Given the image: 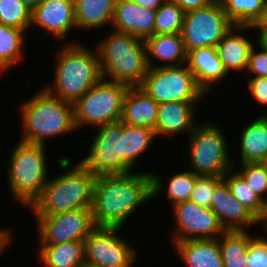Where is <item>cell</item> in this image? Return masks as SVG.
<instances>
[{"label":"cell","mask_w":267,"mask_h":267,"mask_svg":"<svg viewBox=\"0 0 267 267\" xmlns=\"http://www.w3.org/2000/svg\"><path fill=\"white\" fill-rule=\"evenodd\" d=\"M241 163H259L267 158V118L264 115L256 117L248 123L240 135Z\"/></svg>","instance_id":"24"},{"label":"cell","mask_w":267,"mask_h":267,"mask_svg":"<svg viewBox=\"0 0 267 267\" xmlns=\"http://www.w3.org/2000/svg\"><path fill=\"white\" fill-rule=\"evenodd\" d=\"M38 257L45 267H80L85 262L84 240L40 244Z\"/></svg>","instance_id":"25"},{"label":"cell","mask_w":267,"mask_h":267,"mask_svg":"<svg viewBox=\"0 0 267 267\" xmlns=\"http://www.w3.org/2000/svg\"><path fill=\"white\" fill-rule=\"evenodd\" d=\"M123 173L134 171L138 158L158 139L155 131L148 127L123 123Z\"/></svg>","instance_id":"27"},{"label":"cell","mask_w":267,"mask_h":267,"mask_svg":"<svg viewBox=\"0 0 267 267\" xmlns=\"http://www.w3.org/2000/svg\"><path fill=\"white\" fill-rule=\"evenodd\" d=\"M220 128L212 121L198 123L188 136L189 170L195 175L223 177L233 168L235 162L226 135Z\"/></svg>","instance_id":"7"},{"label":"cell","mask_w":267,"mask_h":267,"mask_svg":"<svg viewBox=\"0 0 267 267\" xmlns=\"http://www.w3.org/2000/svg\"><path fill=\"white\" fill-rule=\"evenodd\" d=\"M56 53L52 84L43 88L52 96L74 104L102 79L99 55L85 44L69 42Z\"/></svg>","instance_id":"3"},{"label":"cell","mask_w":267,"mask_h":267,"mask_svg":"<svg viewBox=\"0 0 267 267\" xmlns=\"http://www.w3.org/2000/svg\"><path fill=\"white\" fill-rule=\"evenodd\" d=\"M210 209L225 231L249 230L251 226H256L255 216L232 195L223 178L216 184Z\"/></svg>","instance_id":"16"},{"label":"cell","mask_w":267,"mask_h":267,"mask_svg":"<svg viewBox=\"0 0 267 267\" xmlns=\"http://www.w3.org/2000/svg\"><path fill=\"white\" fill-rule=\"evenodd\" d=\"M42 0H21V2L27 6L31 11L41 2Z\"/></svg>","instance_id":"45"},{"label":"cell","mask_w":267,"mask_h":267,"mask_svg":"<svg viewBox=\"0 0 267 267\" xmlns=\"http://www.w3.org/2000/svg\"><path fill=\"white\" fill-rule=\"evenodd\" d=\"M26 32L0 24V71H10L24 58Z\"/></svg>","instance_id":"30"},{"label":"cell","mask_w":267,"mask_h":267,"mask_svg":"<svg viewBox=\"0 0 267 267\" xmlns=\"http://www.w3.org/2000/svg\"><path fill=\"white\" fill-rule=\"evenodd\" d=\"M255 236L246 256L247 267H267V238Z\"/></svg>","instance_id":"37"},{"label":"cell","mask_w":267,"mask_h":267,"mask_svg":"<svg viewBox=\"0 0 267 267\" xmlns=\"http://www.w3.org/2000/svg\"><path fill=\"white\" fill-rule=\"evenodd\" d=\"M169 1L178 4L185 12L205 7L211 3L209 0H169Z\"/></svg>","instance_id":"41"},{"label":"cell","mask_w":267,"mask_h":267,"mask_svg":"<svg viewBox=\"0 0 267 267\" xmlns=\"http://www.w3.org/2000/svg\"><path fill=\"white\" fill-rule=\"evenodd\" d=\"M263 163L267 166V158H266V160Z\"/></svg>","instance_id":"48"},{"label":"cell","mask_w":267,"mask_h":267,"mask_svg":"<svg viewBox=\"0 0 267 267\" xmlns=\"http://www.w3.org/2000/svg\"><path fill=\"white\" fill-rule=\"evenodd\" d=\"M222 179L221 176H198L196 175V182L190 197V201L196 204L210 208L213 193L216 184Z\"/></svg>","instance_id":"36"},{"label":"cell","mask_w":267,"mask_h":267,"mask_svg":"<svg viewBox=\"0 0 267 267\" xmlns=\"http://www.w3.org/2000/svg\"><path fill=\"white\" fill-rule=\"evenodd\" d=\"M252 27L257 34L254 43L267 51V19L254 24Z\"/></svg>","instance_id":"40"},{"label":"cell","mask_w":267,"mask_h":267,"mask_svg":"<svg viewBox=\"0 0 267 267\" xmlns=\"http://www.w3.org/2000/svg\"><path fill=\"white\" fill-rule=\"evenodd\" d=\"M222 5L233 25L253 26L267 17V0H225Z\"/></svg>","instance_id":"29"},{"label":"cell","mask_w":267,"mask_h":267,"mask_svg":"<svg viewBox=\"0 0 267 267\" xmlns=\"http://www.w3.org/2000/svg\"><path fill=\"white\" fill-rule=\"evenodd\" d=\"M187 67L194 74L198 86L207 94L214 84L224 80L229 74L219 59L217 49L204 47L187 53ZM213 84V85H212Z\"/></svg>","instance_id":"20"},{"label":"cell","mask_w":267,"mask_h":267,"mask_svg":"<svg viewBox=\"0 0 267 267\" xmlns=\"http://www.w3.org/2000/svg\"><path fill=\"white\" fill-rule=\"evenodd\" d=\"M31 26H39L54 39H66L77 29L74 0H42L31 12Z\"/></svg>","instance_id":"15"},{"label":"cell","mask_w":267,"mask_h":267,"mask_svg":"<svg viewBox=\"0 0 267 267\" xmlns=\"http://www.w3.org/2000/svg\"><path fill=\"white\" fill-rule=\"evenodd\" d=\"M31 12L21 0H0V24L26 32L31 27Z\"/></svg>","instance_id":"33"},{"label":"cell","mask_w":267,"mask_h":267,"mask_svg":"<svg viewBox=\"0 0 267 267\" xmlns=\"http://www.w3.org/2000/svg\"><path fill=\"white\" fill-rule=\"evenodd\" d=\"M116 0H74L77 29L85 31L110 26Z\"/></svg>","instance_id":"26"},{"label":"cell","mask_w":267,"mask_h":267,"mask_svg":"<svg viewBox=\"0 0 267 267\" xmlns=\"http://www.w3.org/2000/svg\"><path fill=\"white\" fill-rule=\"evenodd\" d=\"M244 178L251 190L261 199L267 196V166L263 162L235 164L233 168Z\"/></svg>","instance_id":"35"},{"label":"cell","mask_w":267,"mask_h":267,"mask_svg":"<svg viewBox=\"0 0 267 267\" xmlns=\"http://www.w3.org/2000/svg\"><path fill=\"white\" fill-rule=\"evenodd\" d=\"M250 30H253L252 26L234 25L217 44L219 59L228 74L246 71L249 54L255 44L243 33Z\"/></svg>","instance_id":"19"},{"label":"cell","mask_w":267,"mask_h":267,"mask_svg":"<svg viewBox=\"0 0 267 267\" xmlns=\"http://www.w3.org/2000/svg\"><path fill=\"white\" fill-rule=\"evenodd\" d=\"M175 229L172 233V243L194 240L218 238L225 229L216 214L206 207H202L190 200L172 206Z\"/></svg>","instance_id":"14"},{"label":"cell","mask_w":267,"mask_h":267,"mask_svg":"<svg viewBox=\"0 0 267 267\" xmlns=\"http://www.w3.org/2000/svg\"><path fill=\"white\" fill-rule=\"evenodd\" d=\"M234 25L227 18L221 3L185 12L181 36L186 52L214 47Z\"/></svg>","instance_id":"10"},{"label":"cell","mask_w":267,"mask_h":267,"mask_svg":"<svg viewBox=\"0 0 267 267\" xmlns=\"http://www.w3.org/2000/svg\"><path fill=\"white\" fill-rule=\"evenodd\" d=\"M249 92L251 93L253 100L262 106H267V78L266 77H248L246 78ZM267 110V109H266ZM262 113L261 115H265Z\"/></svg>","instance_id":"39"},{"label":"cell","mask_w":267,"mask_h":267,"mask_svg":"<svg viewBox=\"0 0 267 267\" xmlns=\"http://www.w3.org/2000/svg\"><path fill=\"white\" fill-rule=\"evenodd\" d=\"M11 230H9L8 228H2L1 229V226H0V256L2 254H4L5 250L9 247L10 244H12L11 242V239H12V236H11V233H10ZM4 250V251H3Z\"/></svg>","instance_id":"43"},{"label":"cell","mask_w":267,"mask_h":267,"mask_svg":"<svg viewBox=\"0 0 267 267\" xmlns=\"http://www.w3.org/2000/svg\"><path fill=\"white\" fill-rule=\"evenodd\" d=\"M63 173L49 178L40 196L29 207L34 216L54 215L78 209H91L96 175L69 156L57 161Z\"/></svg>","instance_id":"2"},{"label":"cell","mask_w":267,"mask_h":267,"mask_svg":"<svg viewBox=\"0 0 267 267\" xmlns=\"http://www.w3.org/2000/svg\"><path fill=\"white\" fill-rule=\"evenodd\" d=\"M85 158L79 161L94 175L123 174V123L121 121L96 127Z\"/></svg>","instance_id":"12"},{"label":"cell","mask_w":267,"mask_h":267,"mask_svg":"<svg viewBox=\"0 0 267 267\" xmlns=\"http://www.w3.org/2000/svg\"><path fill=\"white\" fill-rule=\"evenodd\" d=\"M39 244H58L84 240L95 227L91 209H78L34 217Z\"/></svg>","instance_id":"13"},{"label":"cell","mask_w":267,"mask_h":267,"mask_svg":"<svg viewBox=\"0 0 267 267\" xmlns=\"http://www.w3.org/2000/svg\"><path fill=\"white\" fill-rule=\"evenodd\" d=\"M185 11L176 3L166 0L157 10L154 34H177L183 28Z\"/></svg>","instance_id":"31"},{"label":"cell","mask_w":267,"mask_h":267,"mask_svg":"<svg viewBox=\"0 0 267 267\" xmlns=\"http://www.w3.org/2000/svg\"><path fill=\"white\" fill-rule=\"evenodd\" d=\"M105 37L94 46L102 79L139 87L149 69L144 40L115 30Z\"/></svg>","instance_id":"5"},{"label":"cell","mask_w":267,"mask_h":267,"mask_svg":"<svg viewBox=\"0 0 267 267\" xmlns=\"http://www.w3.org/2000/svg\"><path fill=\"white\" fill-rule=\"evenodd\" d=\"M159 104L139 87H129L123 101L121 122L155 130Z\"/></svg>","instance_id":"22"},{"label":"cell","mask_w":267,"mask_h":267,"mask_svg":"<svg viewBox=\"0 0 267 267\" xmlns=\"http://www.w3.org/2000/svg\"><path fill=\"white\" fill-rule=\"evenodd\" d=\"M253 238L248 230L224 231L218 237L223 267H247L246 256Z\"/></svg>","instance_id":"28"},{"label":"cell","mask_w":267,"mask_h":267,"mask_svg":"<svg viewBox=\"0 0 267 267\" xmlns=\"http://www.w3.org/2000/svg\"><path fill=\"white\" fill-rule=\"evenodd\" d=\"M174 246L187 267H223L218 238L180 241Z\"/></svg>","instance_id":"23"},{"label":"cell","mask_w":267,"mask_h":267,"mask_svg":"<svg viewBox=\"0 0 267 267\" xmlns=\"http://www.w3.org/2000/svg\"><path fill=\"white\" fill-rule=\"evenodd\" d=\"M246 70V72H249L247 77H251L254 74L253 77L267 78V51L256 43L251 48Z\"/></svg>","instance_id":"38"},{"label":"cell","mask_w":267,"mask_h":267,"mask_svg":"<svg viewBox=\"0 0 267 267\" xmlns=\"http://www.w3.org/2000/svg\"><path fill=\"white\" fill-rule=\"evenodd\" d=\"M140 6L151 10H157L166 0H133Z\"/></svg>","instance_id":"44"},{"label":"cell","mask_w":267,"mask_h":267,"mask_svg":"<svg viewBox=\"0 0 267 267\" xmlns=\"http://www.w3.org/2000/svg\"><path fill=\"white\" fill-rule=\"evenodd\" d=\"M163 189L164 179L155 171L98 175L91 208L93 224L122 228L137 208Z\"/></svg>","instance_id":"1"},{"label":"cell","mask_w":267,"mask_h":267,"mask_svg":"<svg viewBox=\"0 0 267 267\" xmlns=\"http://www.w3.org/2000/svg\"><path fill=\"white\" fill-rule=\"evenodd\" d=\"M121 229L95 226L84 239L85 262L98 267H132L139 251L120 236Z\"/></svg>","instance_id":"11"},{"label":"cell","mask_w":267,"mask_h":267,"mask_svg":"<svg viewBox=\"0 0 267 267\" xmlns=\"http://www.w3.org/2000/svg\"><path fill=\"white\" fill-rule=\"evenodd\" d=\"M198 102H164L159 104L155 134L157 137L188 136L198 125L195 114Z\"/></svg>","instance_id":"18"},{"label":"cell","mask_w":267,"mask_h":267,"mask_svg":"<svg viewBox=\"0 0 267 267\" xmlns=\"http://www.w3.org/2000/svg\"><path fill=\"white\" fill-rule=\"evenodd\" d=\"M255 224L261 225L267 234V196L262 199L261 201V207L258 212V214L255 216ZM263 238H267V236H262Z\"/></svg>","instance_id":"42"},{"label":"cell","mask_w":267,"mask_h":267,"mask_svg":"<svg viewBox=\"0 0 267 267\" xmlns=\"http://www.w3.org/2000/svg\"><path fill=\"white\" fill-rule=\"evenodd\" d=\"M211 3H223L225 0H209Z\"/></svg>","instance_id":"47"},{"label":"cell","mask_w":267,"mask_h":267,"mask_svg":"<svg viewBox=\"0 0 267 267\" xmlns=\"http://www.w3.org/2000/svg\"><path fill=\"white\" fill-rule=\"evenodd\" d=\"M156 10L140 6L133 0H116L112 29L145 40L154 34Z\"/></svg>","instance_id":"17"},{"label":"cell","mask_w":267,"mask_h":267,"mask_svg":"<svg viewBox=\"0 0 267 267\" xmlns=\"http://www.w3.org/2000/svg\"><path fill=\"white\" fill-rule=\"evenodd\" d=\"M128 88L125 84L101 79L73 104L77 129L121 121Z\"/></svg>","instance_id":"8"},{"label":"cell","mask_w":267,"mask_h":267,"mask_svg":"<svg viewBox=\"0 0 267 267\" xmlns=\"http://www.w3.org/2000/svg\"><path fill=\"white\" fill-rule=\"evenodd\" d=\"M168 181L166 193L172 206L190 200L196 182V175L191 170L175 173Z\"/></svg>","instance_id":"34"},{"label":"cell","mask_w":267,"mask_h":267,"mask_svg":"<svg viewBox=\"0 0 267 267\" xmlns=\"http://www.w3.org/2000/svg\"><path fill=\"white\" fill-rule=\"evenodd\" d=\"M22 103V142L46 145L47 139L77 130L73 104L52 96L43 87Z\"/></svg>","instance_id":"4"},{"label":"cell","mask_w":267,"mask_h":267,"mask_svg":"<svg viewBox=\"0 0 267 267\" xmlns=\"http://www.w3.org/2000/svg\"><path fill=\"white\" fill-rule=\"evenodd\" d=\"M222 178L227 182L232 195L256 216L260 210L262 199L251 190L244 178L235 168L230 169Z\"/></svg>","instance_id":"32"},{"label":"cell","mask_w":267,"mask_h":267,"mask_svg":"<svg viewBox=\"0 0 267 267\" xmlns=\"http://www.w3.org/2000/svg\"><path fill=\"white\" fill-rule=\"evenodd\" d=\"M80 267H98V266H95V265L88 264V263L84 262V263H82V265Z\"/></svg>","instance_id":"46"},{"label":"cell","mask_w":267,"mask_h":267,"mask_svg":"<svg viewBox=\"0 0 267 267\" xmlns=\"http://www.w3.org/2000/svg\"><path fill=\"white\" fill-rule=\"evenodd\" d=\"M139 88L158 104L200 102L206 95L186 64L149 68Z\"/></svg>","instance_id":"9"},{"label":"cell","mask_w":267,"mask_h":267,"mask_svg":"<svg viewBox=\"0 0 267 267\" xmlns=\"http://www.w3.org/2000/svg\"><path fill=\"white\" fill-rule=\"evenodd\" d=\"M15 144L6 162L7 183L14 201L29 208L49 179L46 145L22 141Z\"/></svg>","instance_id":"6"},{"label":"cell","mask_w":267,"mask_h":267,"mask_svg":"<svg viewBox=\"0 0 267 267\" xmlns=\"http://www.w3.org/2000/svg\"><path fill=\"white\" fill-rule=\"evenodd\" d=\"M144 42L149 68L179 66L185 65L187 62V52L181 33L153 34L146 38ZM154 59L157 62H162L163 65L159 63L156 65Z\"/></svg>","instance_id":"21"}]
</instances>
